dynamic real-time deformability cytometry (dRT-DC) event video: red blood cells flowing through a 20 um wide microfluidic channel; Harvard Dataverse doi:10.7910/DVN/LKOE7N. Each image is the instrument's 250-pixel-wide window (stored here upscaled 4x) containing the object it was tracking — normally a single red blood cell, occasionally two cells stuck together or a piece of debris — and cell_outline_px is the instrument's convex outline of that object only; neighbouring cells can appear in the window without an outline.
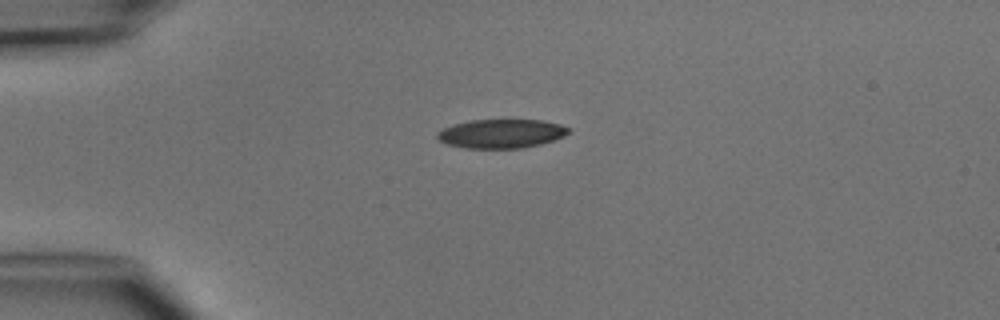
{"species": "common noctule bat (a hibernating species)", "species_latin": "Nyctalus noctula", "temperature_condition": "cold", "stored_images_in_passage": 2, "camera_frame_rate_fps": 3000, "um_per_image_px": 0.085, "animal": {"sex": "male", "body_mass_g": 15.6}, "frame": {"image": 1, "passage_image": 1, "time_ms": 0.0, "image_size_px": [1000, 320], "cell_outline_px": [[572, 132], [564, 136], [540, 144], [524, 148], [464, 148], [448, 144], [440, 140], [436, 136], [436, 132], [452, 124], [468, 120], [544, 120], [560, 124], [568, 128]], "centroid_in_image_um": [42.61, 11.35], "position_along_channel_um": 42.4, "area_um2": 22.2}}